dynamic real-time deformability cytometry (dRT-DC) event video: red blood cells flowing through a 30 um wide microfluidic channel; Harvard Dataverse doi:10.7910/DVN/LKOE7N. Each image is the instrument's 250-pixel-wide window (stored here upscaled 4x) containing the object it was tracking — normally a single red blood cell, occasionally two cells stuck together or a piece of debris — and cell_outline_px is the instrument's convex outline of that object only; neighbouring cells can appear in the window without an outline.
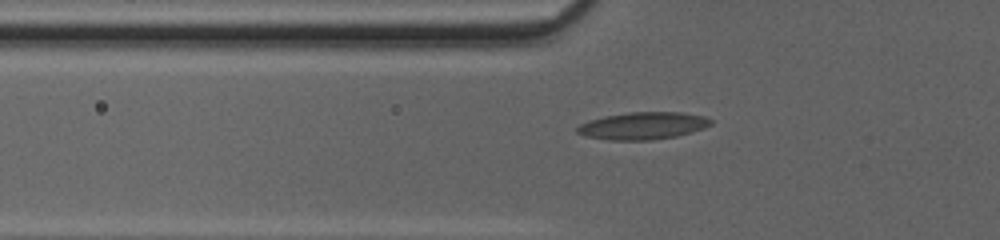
{"species": "common noctule bat (a hibernating species)", "species_latin": "Nyctalus noctula", "temperature_condition": "cold", "stored_images_in_passage": 36, "segment_of_instrument_passage": [1, 2], "camera_frame_rate_fps": 3000, "um_per_image_px": 0.085, "animal": {"sex": "female", "body_mass_g": 20.0, "forearm_length_mm": 54.0}, "frame": {"image": 1, "passage_image": 7, "time_ms": 2.0, "image_size_px": [1000, 240], "cell_outline_px": [[712, 124], [704, 128], [676, 136], [648, 140], [612, 140], [588, 136], [576, 132], [576, 128], [580, 124], [592, 120], [608, 116], [632, 112], [680, 112], [704, 116], [712, 120]], "centroid_in_image_um": [54.69, 10.69], "position_along_channel_um": 71.1, "area_um2": 20.81}}
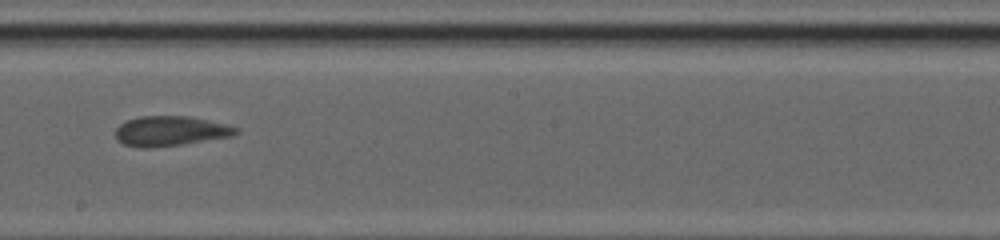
{"frame": {"image": 2, "passage_image": 19, "time_ms": 6.0, "image_size_px": [1000, 240], "cell_outline_px": [[240, 132], [232, 136], [180, 144], [124, 144], [116, 140], [116, 128], [120, 124], [128, 120], [140, 116], [188, 116], [224, 124], [240, 128]], "centroid_in_image_um": [14.55, 11.08], "position_along_channel_um": 233.7, "area_um2": 19.88}}
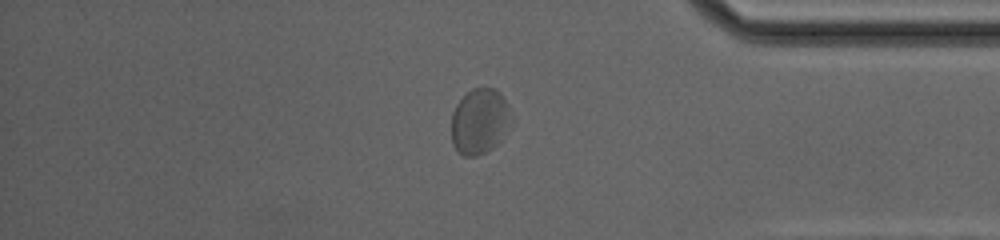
{"frame": {"image": 3, "passage_image": 32, "time_ms": 10.333, "image_size_px": [1000, 240], "cell_outline_px": [[512, 124], [496, 144], [492, 148], [476, 156], [464, 156], [452, 144], [452, 112], [456, 104], [472, 88], [492, 88], [500, 92], [512, 116]], "centroid_in_image_um": [40.77, 10.31], "position_along_channel_um": 394.4, "area_um2": 22.66}}